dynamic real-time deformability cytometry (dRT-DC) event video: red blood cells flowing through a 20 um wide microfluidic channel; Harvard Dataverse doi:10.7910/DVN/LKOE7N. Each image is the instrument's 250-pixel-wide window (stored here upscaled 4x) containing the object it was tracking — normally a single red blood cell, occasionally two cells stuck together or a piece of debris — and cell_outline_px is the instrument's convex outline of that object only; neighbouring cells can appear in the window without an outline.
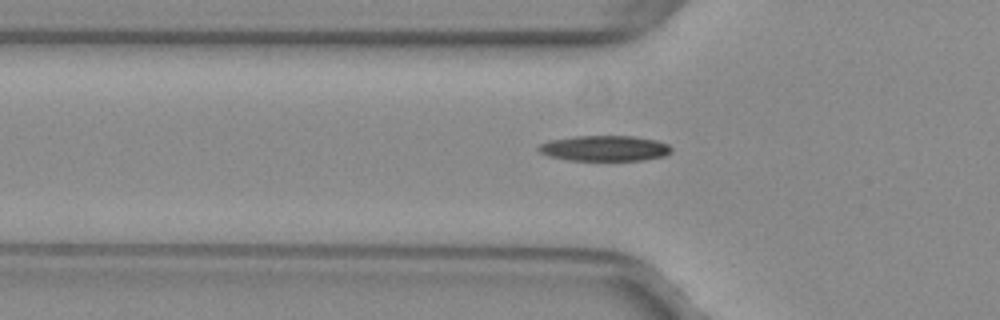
{"species": "common noctule bat (a hibernating species)", "species_latin": "Nyctalus noctula", "temperature_condition": "warm", "stored_images_in_passage": 37, "camera_frame_rate_fps": 3000, "um_per_image_px": 0.085, "animal": {"sex": "female", "body_mass_g": 29.2, "forearm_length_mm": 56.3}, "frame": {"image": 1, "passage_image": 4, "time_ms": 1.0, "image_size_px": [1000, 320], "cell_outline_px": [[672, 152], [664, 156], [644, 160], [568, 160], [548, 156], [540, 152], [536, 148], [540, 144], [548, 140], [576, 136], [632, 136], [656, 140], [668, 144], [672, 148]], "centroid_in_image_um": [51.39, 12.6], "position_along_channel_um": 74.4, "area_um2": 19.83}}
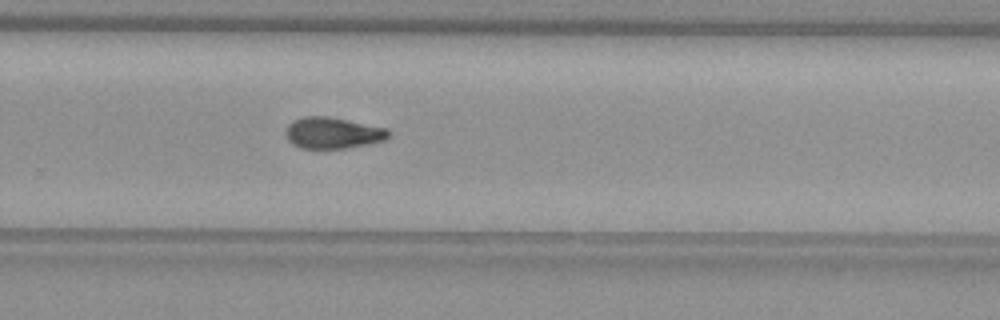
{"frame": {"image": 2, "passage_image": 21, "time_ms": 6.667, "image_size_px": [1000, 320], "cell_outline_px": [[392, 132], [384, 140], [368, 144], [344, 148], [300, 148], [292, 144], [288, 140], [284, 132], [288, 124], [292, 120], [304, 116], [328, 116], [388, 128]], "centroid_in_image_um": [28.26, 11.29], "position_along_channel_um": 301.5, "area_um2": 18.9}}
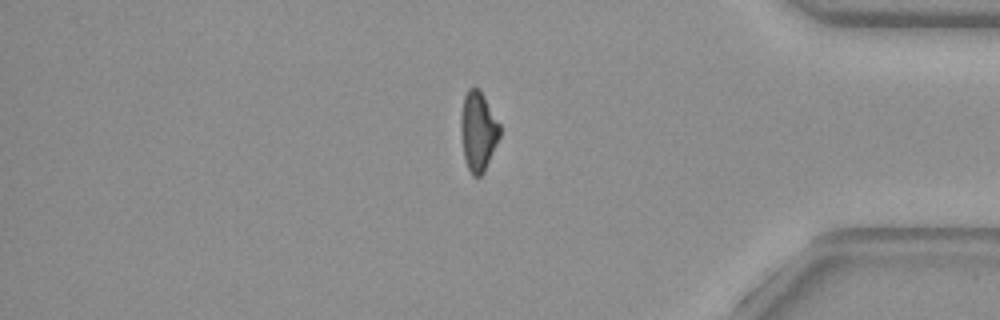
{"frame": {"image": 3, "passage_image": 30, "time_ms": 9.667, "image_size_px": [1000, 320], "cell_outline_px": [[500, 136], [484, 172], [480, 176], [472, 176], [468, 168], [464, 156], [460, 132], [460, 116], [464, 96], [468, 88], [472, 84], [480, 88], [500, 124]], "centroid_in_image_um": [40.63, 11.09], "position_along_channel_um": 394.6, "area_um2": 18.32}}